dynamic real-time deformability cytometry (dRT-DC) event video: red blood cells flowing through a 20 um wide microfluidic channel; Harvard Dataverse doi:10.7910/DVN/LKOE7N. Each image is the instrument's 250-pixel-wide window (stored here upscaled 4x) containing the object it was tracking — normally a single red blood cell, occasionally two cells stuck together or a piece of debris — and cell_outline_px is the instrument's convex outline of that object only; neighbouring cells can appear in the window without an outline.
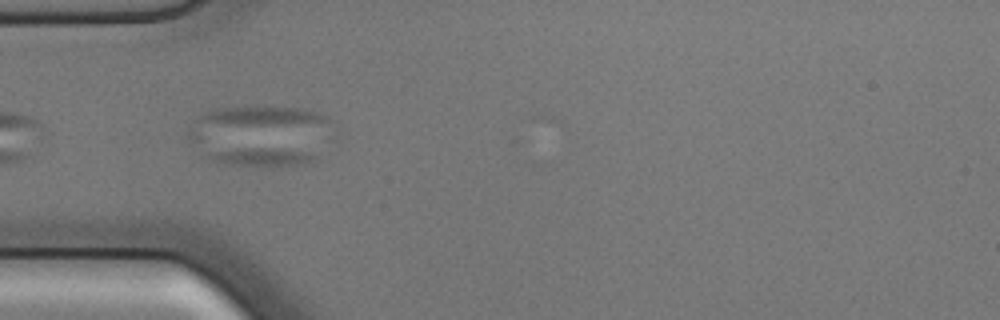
{"species": "common noctule bat (a hibernating species)", "species_latin": "Nyctalus noctula", "temperature_condition": "cold", "stored_images_in_passage": 4, "camera_frame_rate_fps": 3000, "um_per_image_px": 0.085, "animal": {"sex": "male", "body_mass_g": 17.9, "forearm_length_mm": 54.2}, "frame": {"image": 1, "passage_image": 2, "time_ms": 0.333, "image_size_px": [1000, 320], "cell_outline_px": [[316, 160], [308, 164], [224, 164], [212, 160], [208, 156], [208, 152], [248, 148], [264, 148], [304, 152], [316, 156]], "centroid_in_image_um": [22.21, 13.32], "position_along_channel_um": 62.8, "area_um2": 10.35}}